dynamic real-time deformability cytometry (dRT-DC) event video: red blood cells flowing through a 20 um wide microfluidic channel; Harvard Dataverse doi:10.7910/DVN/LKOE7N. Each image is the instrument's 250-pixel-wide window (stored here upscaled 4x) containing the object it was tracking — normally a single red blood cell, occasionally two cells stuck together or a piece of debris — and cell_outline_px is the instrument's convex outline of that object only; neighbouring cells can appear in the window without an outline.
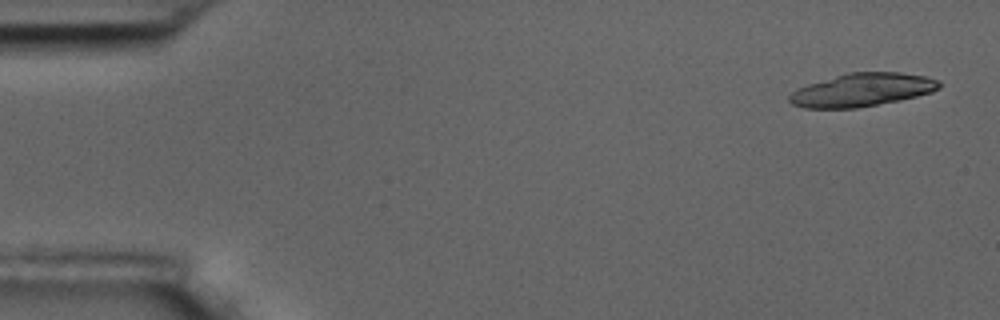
{"species": "common noctule bat (a hibernating species)", "species_latin": "Nyctalus noctula", "temperature_condition": "room temperature", "stored_images_in_passage": 23, "camera_frame_rate_fps": 3000, "um_per_image_px": 0.085, "animal": {"sex": "male", "body_mass_g": 17.5, "forearm_length_mm": 52.3}, "frame": {"image": 1, "passage_image": 2, "time_ms": 0.333, "image_size_px": [1000, 320], "cell_outline_px": [[940, 88], [932, 92], [900, 100], [856, 108], [804, 108], [792, 104], [788, 100], [788, 96], [796, 88], [808, 84], [848, 72], [900, 72], [928, 76], [940, 80]], "centroid_in_image_um": [73.29, 7.63], "position_along_channel_um": 11.7, "area_um2": 29.07}}